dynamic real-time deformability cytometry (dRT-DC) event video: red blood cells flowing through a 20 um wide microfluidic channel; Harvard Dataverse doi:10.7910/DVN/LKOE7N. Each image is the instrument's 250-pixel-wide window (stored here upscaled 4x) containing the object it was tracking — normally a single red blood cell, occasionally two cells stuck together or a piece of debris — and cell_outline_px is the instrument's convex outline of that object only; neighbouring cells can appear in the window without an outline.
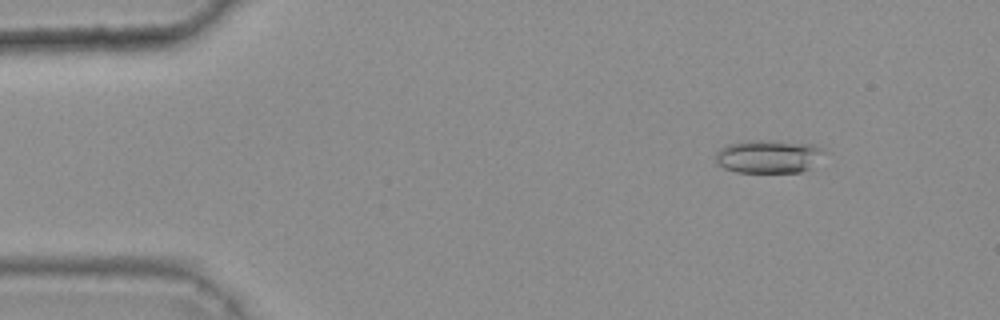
{"species": "common noctule bat (a hibernating species)", "species_latin": "Nyctalus noctula", "temperature_condition": "warm", "stored_images_in_passage": 48, "camera_frame_rate_fps": 3000, "um_per_image_px": 0.085, "animal": {"sex": "female", "body_mass_g": 25.1}, "frame": {"image": 1, "passage_image": 7, "time_ms": 2.0, "image_size_px": [1000, 320], "cell_outline_px": [[828, 152], [812, 168], [800, 172], [736, 172], [724, 168], [716, 160], [716, 152], [720, 148], [728, 144], [744, 140], [760, 140], [812, 144]], "centroid_in_image_um": [65.36, 13.3], "position_along_channel_um": 19.6, "area_um2": 21.15}}
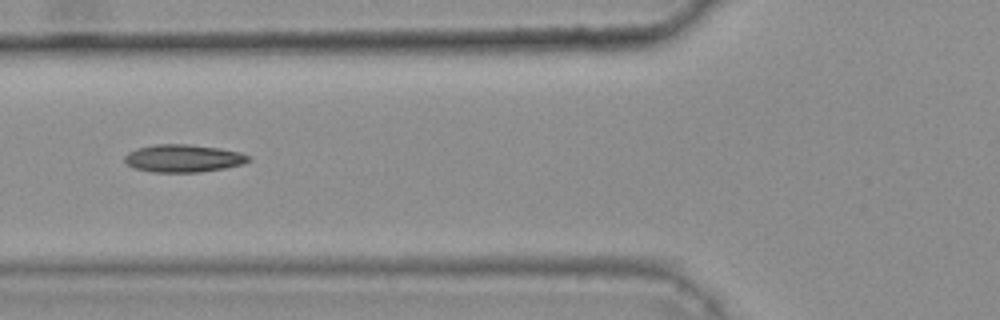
{"frame": {"image": 2, "passage_image": 21, "time_ms": 6.667, "image_size_px": [1000, 320], "cell_outline_px": [[252, 160], [244, 164], [224, 168], [200, 172], [152, 172], [136, 168], [128, 164], [124, 160], [124, 156], [128, 152], [136, 148], [156, 144], [188, 144], [220, 148], [240, 152], [248, 156]], "centroid_in_image_um": [15.59, 13.45], "position_along_channel_um": 110.2, "area_um2": 20.0}}
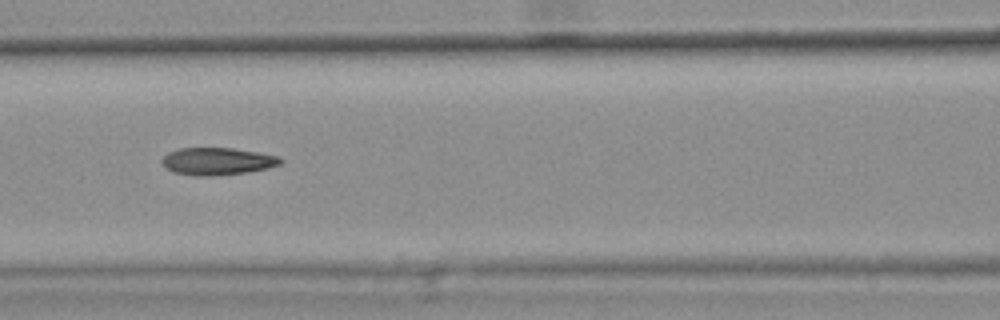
{"frame": {"image": 3, "passage_image": 24, "time_ms": 7.667, "image_size_px": [1000, 320], "cell_outline_px": [[284, 160], [280, 164], [268, 168], [248, 172], [212, 176], [196, 176], [172, 172], [160, 160], [168, 152], [180, 148], [232, 148], [256, 152], [276, 156]], "centroid_in_image_um": [18.46, 13.71], "position_along_channel_um": 148.1, "area_um2": 18.79}, "authors_computed_cell_mechanics": {"area_um2": 19.3052, "velocity_mm_per_s": 3.7782, "shape_relaxation_time_tau1_ms": 8.6248, "shape_relaxation_time_tau2_ms": 2.6733, "deformation_change_tau1": 0.2185, "deformation_change_tau2": 0.1121}}